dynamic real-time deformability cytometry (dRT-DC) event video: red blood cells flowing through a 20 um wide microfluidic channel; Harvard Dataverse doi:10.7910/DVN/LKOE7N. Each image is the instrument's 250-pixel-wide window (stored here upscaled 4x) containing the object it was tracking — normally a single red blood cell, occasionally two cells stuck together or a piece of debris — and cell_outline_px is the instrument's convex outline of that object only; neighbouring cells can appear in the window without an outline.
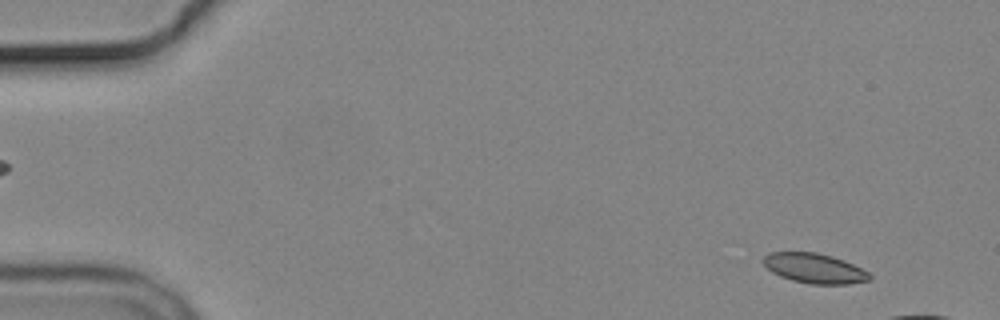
{"species": "common noctule bat (a hibernating species)", "species_latin": "Nyctalus noctula", "temperature_condition": "cold", "stored_images_in_passage": 5, "camera_frame_rate_fps": 3000, "um_per_image_px": 0.085, "animal": {"sex": "male", "body_mass_g": 19.2, "forearm_length_mm": 51.8}, "frame": {"image": 1, "passage_image": 2, "time_ms": 1.333, "image_size_px": [1000, 320], "cell_outline_px": [[872, 276], [868, 280], [848, 284], [812, 284], [792, 280], [780, 276], [772, 272], [764, 264], [764, 256], [768, 252], [816, 252], [832, 256], [844, 260], [868, 272]], "centroid_in_image_um": [69.22, 22.8], "position_along_channel_um": 15.8, "area_um2": 18.32}}